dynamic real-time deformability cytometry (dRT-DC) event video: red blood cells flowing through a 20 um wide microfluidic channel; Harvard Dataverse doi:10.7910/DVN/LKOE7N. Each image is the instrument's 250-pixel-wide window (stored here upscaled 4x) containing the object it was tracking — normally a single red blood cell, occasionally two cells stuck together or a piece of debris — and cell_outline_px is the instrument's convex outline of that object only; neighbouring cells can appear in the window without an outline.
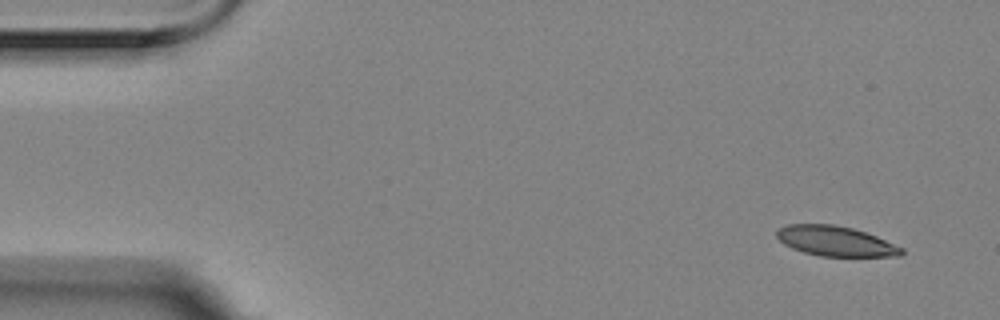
{"species": "Egyptian fruit bat (a non-hibernating species)", "species_latin": "Rousettus aegyptiacus", "temperature_condition": "room temperature", "stored_images_in_passage": 6, "camera_frame_rate_fps": 3000, "um_per_image_px": 0.085, "animal": {"sex": "female"}, "frame": {"image": 1, "passage_image": 1, "time_ms": 0.0, "image_size_px": [1000, 320], "cell_outline_px": [[904, 252], [900, 256], [820, 256], [804, 252], [792, 248], [784, 244], [776, 236], [776, 232], [780, 228], [788, 224], [832, 224], [852, 228], [876, 236], [904, 248]], "centroid_in_image_um": [71.02, 20.49], "position_along_channel_um": 14.0, "area_um2": 21.68}}
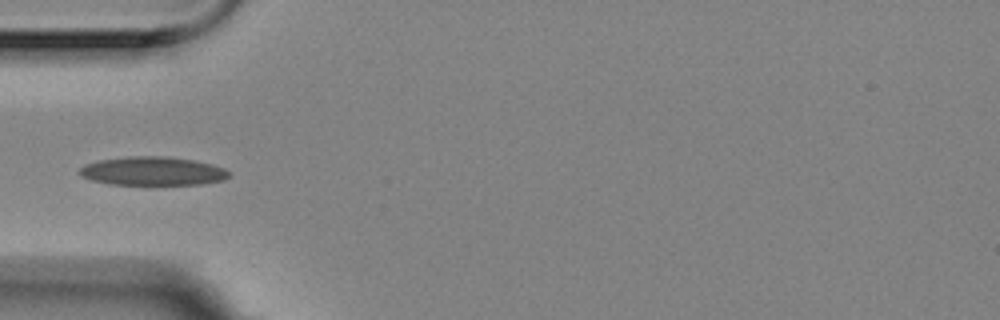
{"frame": {"image": 2, "passage_image": 5, "time_ms": 1.333, "image_size_px": [1000, 320], "cell_outline_px": [[228, 176], [224, 180], [200, 184], [108, 184], [92, 180], [84, 176], [80, 172], [80, 168], [84, 164], [100, 160], [128, 156], [164, 156], [192, 160], [212, 164], [224, 168], [228, 172]], "centroid_in_image_um": [12.97, 14.54], "position_along_channel_um": 72.0, "area_um2": 24.62}}
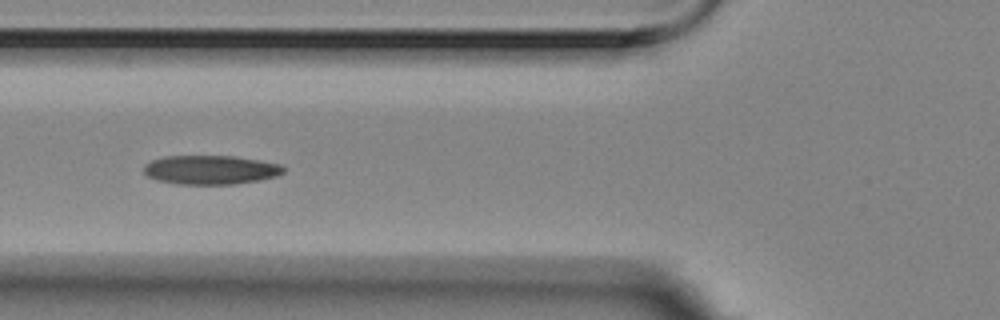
{"frame": {"image": 3, "passage_image": 6, "time_ms": 1.667, "image_size_px": [1000, 320], "cell_outline_px": [[284, 172], [276, 176], [260, 180], [232, 184], [176, 184], [156, 180], [148, 176], [144, 172], [144, 164], [152, 160], [164, 156], [236, 156], [280, 164], [284, 168]], "centroid_in_image_um": [17.88, 14.43], "position_along_channel_um": 107.9, "area_um2": 23.64}}